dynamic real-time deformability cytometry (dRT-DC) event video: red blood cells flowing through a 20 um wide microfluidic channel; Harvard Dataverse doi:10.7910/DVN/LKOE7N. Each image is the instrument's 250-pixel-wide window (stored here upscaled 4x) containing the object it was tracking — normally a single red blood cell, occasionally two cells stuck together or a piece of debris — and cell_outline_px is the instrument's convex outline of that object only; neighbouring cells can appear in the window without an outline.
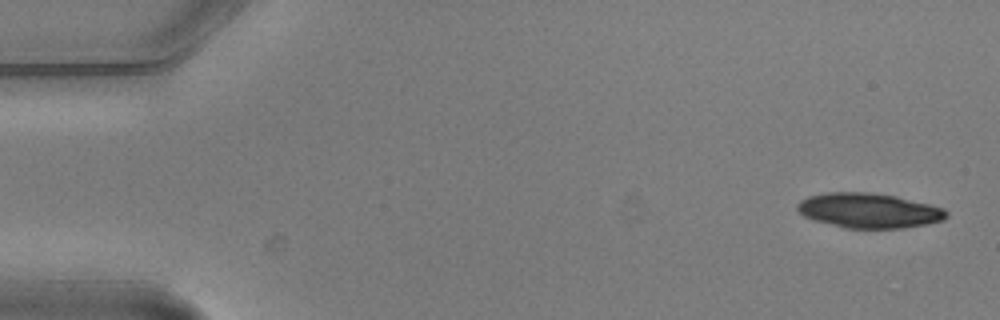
{"species": "common noctule bat (a hibernating species)", "species_latin": "Nyctalus noctula", "temperature_condition": "warm", "stored_images_in_passage": 5, "camera_frame_rate_fps": 3000, "um_per_image_px": 0.085, "animal": {"sex": "male", "body_mass_g": 20.5, "forearm_length_mm": 52.5}, "frame": {"image": 1, "passage_image": 1, "time_ms": 0.0, "image_size_px": [1000, 320], "cell_outline_px": [[948, 216], [944, 220], [928, 224], [900, 228], [844, 228], [812, 220], [804, 216], [796, 208], [796, 204], [800, 200], [808, 196], [824, 192], [868, 192], [896, 196], [944, 208], [948, 212]], "centroid_in_image_um": [73.83, 17.89], "position_along_channel_um": 11.2, "area_um2": 30.46}}